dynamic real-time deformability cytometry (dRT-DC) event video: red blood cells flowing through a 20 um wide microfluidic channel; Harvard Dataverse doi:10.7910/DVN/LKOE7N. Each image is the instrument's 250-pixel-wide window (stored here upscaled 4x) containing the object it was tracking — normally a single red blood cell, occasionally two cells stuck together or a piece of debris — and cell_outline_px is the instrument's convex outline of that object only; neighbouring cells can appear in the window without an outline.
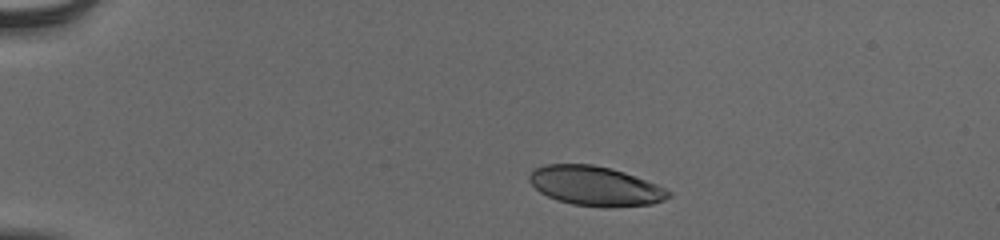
{"species": "human", "species_latin": "Homo sapiens", "temperature_condition": "cold", "stored_images_in_passage": 44, "camera_frame_rate_fps": 3000, "um_per_image_px": 0.085, "donor": {"sex": "male"}, "frame": {"image": 1, "passage_image": 1, "time_ms": 0.0, "image_size_px": [1000, 240], "cell_outline_px": [[672, 196], [664, 200], [652, 204], [608, 208], [604, 208], [572, 204], [556, 200], [540, 192], [528, 180], [528, 176], [536, 168], [544, 164], [592, 164], [612, 168], [624, 172], [656, 184], [672, 192]], "centroid_in_image_um": [50.61, 15.82], "position_along_channel_um": 34.4, "area_um2": 32.19}}
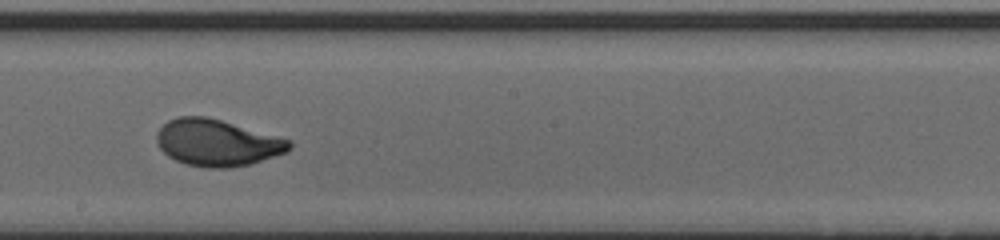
{"frame": {"image": 2, "passage_image": 22, "time_ms": 7.0, "image_size_px": [1000, 240], "cell_outline_px": [[292, 148], [288, 152], [252, 164], [228, 168], [208, 168], [188, 164], [176, 160], [168, 156], [156, 144], [156, 132], [168, 120], [176, 116], [208, 116], [292, 140]], "centroid_in_image_um": [18.48, 12.13], "position_along_channel_um": 229.7, "area_um2": 36.41}}
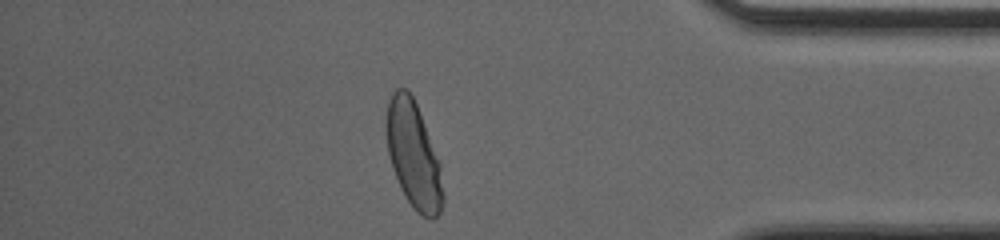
{"frame": {"image": 3, "passage_image": 37, "time_ms": 12.0, "image_size_px": [1000, 240], "cell_outline_px": [[444, 200], [440, 212], [432, 220], [428, 220], [420, 216], [412, 208], [400, 188], [392, 168], [388, 152], [384, 128], [384, 120], [388, 100], [392, 92], [396, 88], [408, 88], [416, 104], [440, 164], [444, 192]], "centroid_in_image_um": [35.12, 13.19], "position_along_channel_um": 400.1, "area_um2": 35.66}, "authors_computed_cell_mechanics": {"area_um2": 35.0846, "velocity_mm_per_s": 3.8802, "shape_relaxation_time_tau1_ms": 3.3145, "shape_relaxation_time_tau2_ms": null, "deformation_change_tau1": 0.166, "deformation_change_tau2": null}}